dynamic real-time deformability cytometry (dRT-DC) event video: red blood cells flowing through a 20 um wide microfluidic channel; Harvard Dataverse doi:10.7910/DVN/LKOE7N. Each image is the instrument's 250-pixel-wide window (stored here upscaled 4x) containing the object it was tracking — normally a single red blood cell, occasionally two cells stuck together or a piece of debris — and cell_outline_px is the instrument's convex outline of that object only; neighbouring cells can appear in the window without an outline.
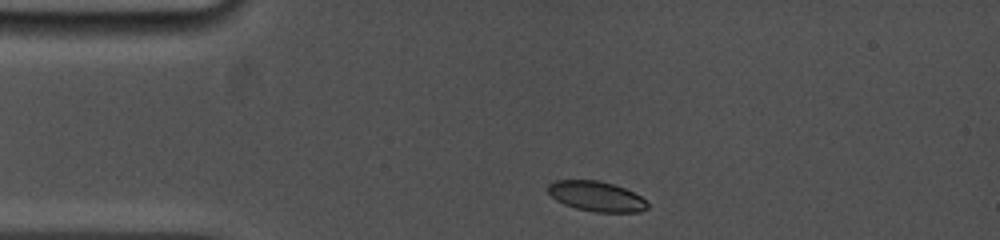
{"species": "common noctule bat (a hibernating species)", "species_latin": "Nyctalus noctula", "temperature_condition": "cold", "stored_images_in_passage": 3, "camera_frame_rate_fps": 5000, "um_per_image_px": 0.085, "animal": {"sex": "female", "body_mass_g": 19.0, "forearm_length_mm": 53.3}, "frame": {"image": 1, "passage_image": 1, "time_ms": 0.0, "image_size_px": [1000, 240], "cell_outline_px": [[648, 208], [640, 212], [596, 212], [576, 208], [564, 204], [556, 200], [548, 192], [548, 184], [556, 180], [600, 180], [624, 188], [640, 196], [648, 204]], "centroid_in_image_um": [50.68, 16.68], "position_along_channel_um": 34.3, "area_um2": 17.34}}